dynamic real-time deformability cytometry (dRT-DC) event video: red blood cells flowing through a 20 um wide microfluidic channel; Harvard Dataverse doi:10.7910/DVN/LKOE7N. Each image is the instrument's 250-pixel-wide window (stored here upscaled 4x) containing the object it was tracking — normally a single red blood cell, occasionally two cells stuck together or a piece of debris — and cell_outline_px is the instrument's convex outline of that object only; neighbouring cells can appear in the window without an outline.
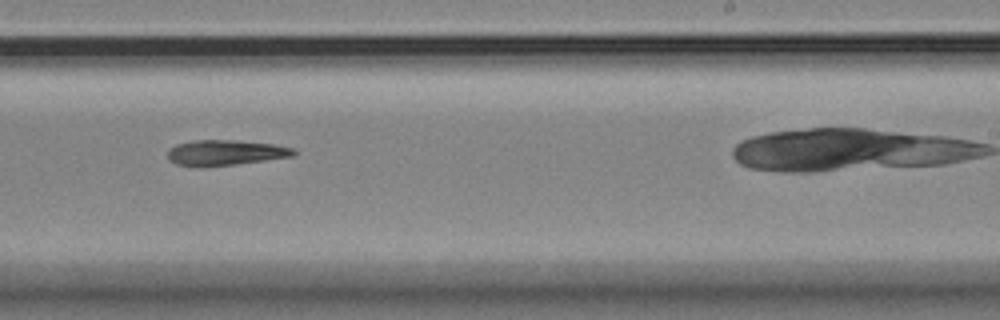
{"species": "Egyptian fruit bat (a non-hibernating species)", "species_latin": "Rousettus aegyptiacus", "temperature_condition": "room temperature", "stored_images_in_passage": 9, "camera_frame_rate_fps": 3000, "um_per_image_px": 0.085, "animal": {"sex": "female"}, "frame": {"image": 1, "passage_image": 7, "time_ms": 7.0, "image_size_px": [1000, 320], "cell_outline_px": [[296, 152], [292, 156], [264, 160], [232, 164], [196, 168], [176, 164], [168, 160], [168, 148], [176, 144], [192, 140], [236, 140], [272, 144], [292, 148]], "centroid_in_image_um": [19.05, 12.98], "position_along_channel_um": 270.0, "area_um2": 18.67}}